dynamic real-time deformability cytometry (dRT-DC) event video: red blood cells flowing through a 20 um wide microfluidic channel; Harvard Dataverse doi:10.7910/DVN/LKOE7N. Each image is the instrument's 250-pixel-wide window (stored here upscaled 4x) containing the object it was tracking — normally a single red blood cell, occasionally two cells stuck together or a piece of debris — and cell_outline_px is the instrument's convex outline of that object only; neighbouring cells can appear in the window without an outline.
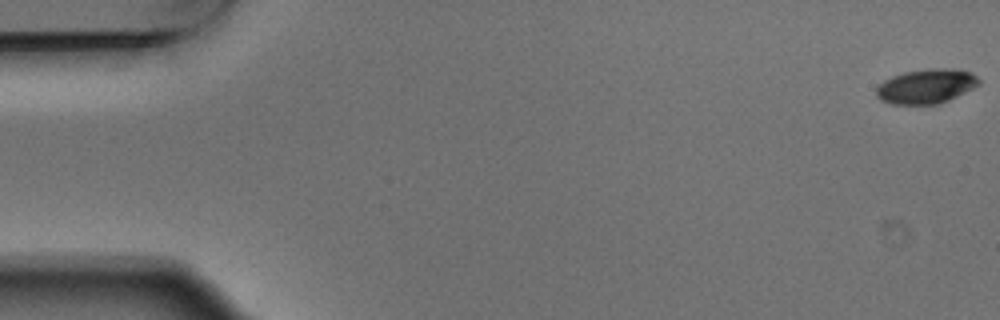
{"species": "Egyptian fruit bat (a non-hibernating species)", "species_latin": "Rousettus aegyptiacus", "temperature_condition": "warm", "stored_images_in_passage": 7, "camera_frame_rate_fps": 3000, "um_per_image_px": 0.085, "animal": {"sex": "male"}, "frame": {"image": 1, "passage_image": 1, "time_ms": 0.0, "image_size_px": [1000, 320], "cell_outline_px": [[980, 84], [948, 100], [936, 104], [892, 104], [880, 100], [876, 96], [876, 88], [884, 80], [892, 76], [904, 72], [928, 68], [956, 68], [972, 72], [980, 80]], "centroid_in_image_um": [78.72, 7.31], "position_along_channel_um": 6.3, "area_um2": 20.69}}
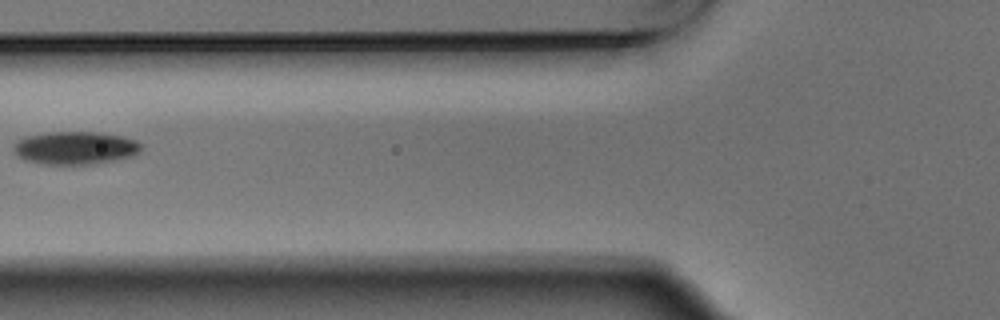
{"frame": {"image": 2, "passage_image": 6, "time_ms": 1.667, "image_size_px": [1000, 320], "cell_outline_px": [[144, 144], [140, 152], [136, 156], [96, 164], [40, 164], [24, 160], [16, 156], [12, 152], [12, 144], [16, 140], [28, 136], [44, 132], [100, 132], [124, 136], [136, 140]], "centroid_in_image_um": [6.41, 12.57], "position_along_channel_um": 119.4, "area_um2": 25.26}}
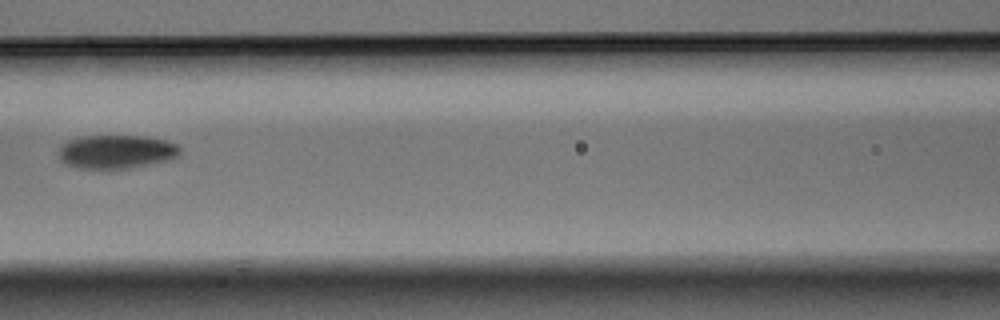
{"frame": {"image": 3, "passage_image": 7, "time_ms": 2.0, "image_size_px": [1000, 320], "cell_outline_px": [[180, 156], [172, 160], [132, 168], [108, 172], [76, 168], [60, 160], [60, 144], [68, 140], [84, 136], [140, 136], [164, 140], [176, 144], [180, 148]], "centroid_in_image_um": [9.89, 12.95], "position_along_channel_um": 156.7, "area_um2": 24.62}}